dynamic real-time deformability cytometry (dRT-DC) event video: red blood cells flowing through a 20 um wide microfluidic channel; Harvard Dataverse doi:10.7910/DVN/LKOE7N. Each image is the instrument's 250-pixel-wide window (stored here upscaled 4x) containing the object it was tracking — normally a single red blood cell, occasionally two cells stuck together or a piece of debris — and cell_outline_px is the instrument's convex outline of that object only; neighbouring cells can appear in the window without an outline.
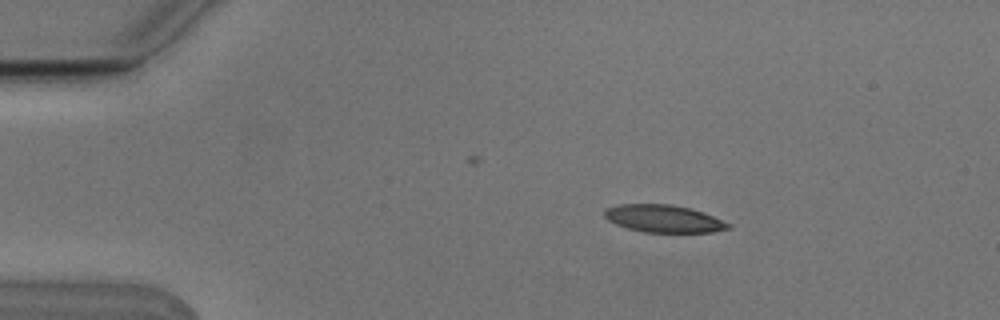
{"species": "Egyptian fruit bat (a non-hibernating species)", "species_latin": "Rousettus aegyptiacus", "temperature_condition": "cold", "stored_images_in_passage": 3, "camera_frame_rate_fps": 3000, "um_per_image_px": 0.085, "animal": {"sex": "male"}, "frame": {"image": 1, "passage_image": 1, "time_ms": 0.0, "image_size_px": [1000, 320], "cell_outline_px": [[732, 228], [712, 232], [644, 232], [628, 228], [616, 224], [608, 220], [604, 216], [604, 208], [620, 204], [668, 204], [688, 208], [704, 212], [732, 224]], "centroid_in_image_um": [56.42, 18.58], "position_along_channel_um": 28.6, "area_um2": 19.83}}